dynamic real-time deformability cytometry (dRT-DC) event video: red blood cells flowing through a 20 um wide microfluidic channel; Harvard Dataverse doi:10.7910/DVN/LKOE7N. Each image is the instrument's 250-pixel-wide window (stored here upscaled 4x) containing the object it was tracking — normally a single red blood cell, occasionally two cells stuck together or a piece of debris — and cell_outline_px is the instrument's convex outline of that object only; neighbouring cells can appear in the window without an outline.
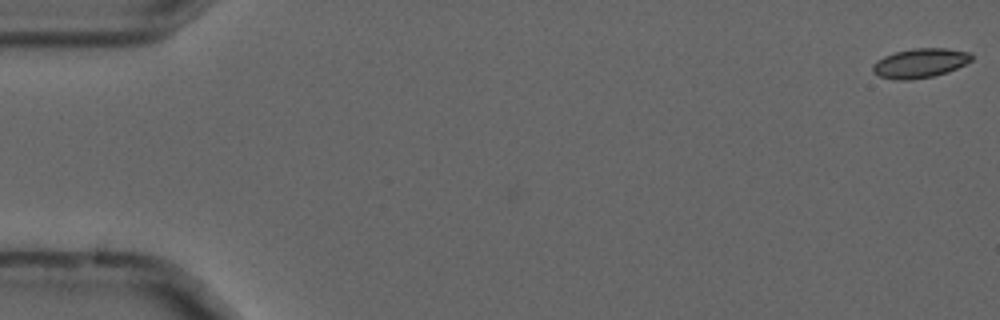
{"species": "common noctule bat (a hibernating species)", "species_latin": "Nyctalus noctula", "temperature_condition": "cold", "stored_images_in_passage": 12, "camera_frame_rate_fps": 3000, "um_per_image_px": 0.085, "animal": {"sex": "male", "forearm_length_mm": 52.5}, "frame": {"image": 1, "passage_image": 1, "time_ms": 0.0, "image_size_px": [1000, 320], "cell_outline_px": [[972, 60], [948, 72], [932, 76], [908, 80], [896, 80], [880, 76], [872, 72], [872, 64], [876, 60], [884, 56], [896, 52], [912, 48], [944, 48], [968, 52], [972, 56]], "centroid_in_image_um": [78.16, 5.36], "position_along_channel_um": 6.8, "area_um2": 16.82}}